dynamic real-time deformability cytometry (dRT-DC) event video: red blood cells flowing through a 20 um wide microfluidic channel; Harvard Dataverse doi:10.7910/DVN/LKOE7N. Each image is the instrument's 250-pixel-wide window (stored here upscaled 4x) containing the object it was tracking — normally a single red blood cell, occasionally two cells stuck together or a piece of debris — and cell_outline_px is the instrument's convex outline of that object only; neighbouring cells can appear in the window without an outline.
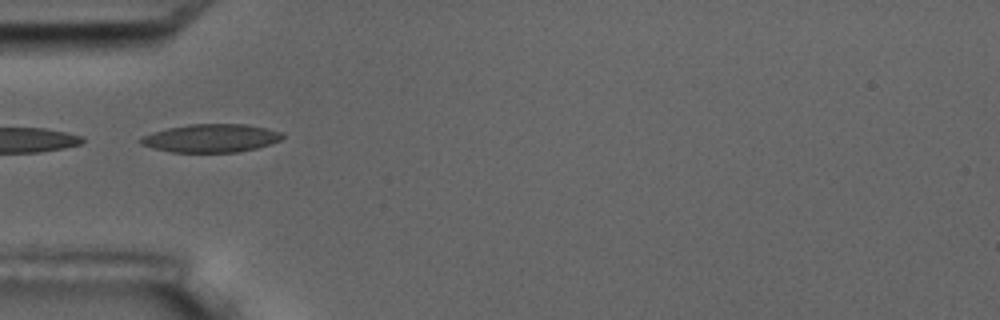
{"species": "common noctule bat (a hibernating species)", "species_latin": "Nyctalus noctula", "temperature_condition": "room temperature", "stored_images_in_passage": 3, "camera_frame_rate_fps": 3000, "um_per_image_px": 0.085, "animal": {"sex": "male", "body_mass_g": 17.5, "forearm_length_mm": 52.3}, "frame": {"image": 1, "passage_image": 3, "time_ms": 2.333, "image_size_px": [1000, 320], "cell_outline_px": [[284, 136], [280, 140], [272, 144], [256, 148], [236, 152], [172, 152], [152, 148], [140, 144], [136, 140], [140, 136], [152, 132], [168, 128], [188, 124], [244, 124], [284, 132]], "centroid_in_image_um": [17.9, 11.74], "position_along_channel_um": 67.1, "area_um2": 23.47}}